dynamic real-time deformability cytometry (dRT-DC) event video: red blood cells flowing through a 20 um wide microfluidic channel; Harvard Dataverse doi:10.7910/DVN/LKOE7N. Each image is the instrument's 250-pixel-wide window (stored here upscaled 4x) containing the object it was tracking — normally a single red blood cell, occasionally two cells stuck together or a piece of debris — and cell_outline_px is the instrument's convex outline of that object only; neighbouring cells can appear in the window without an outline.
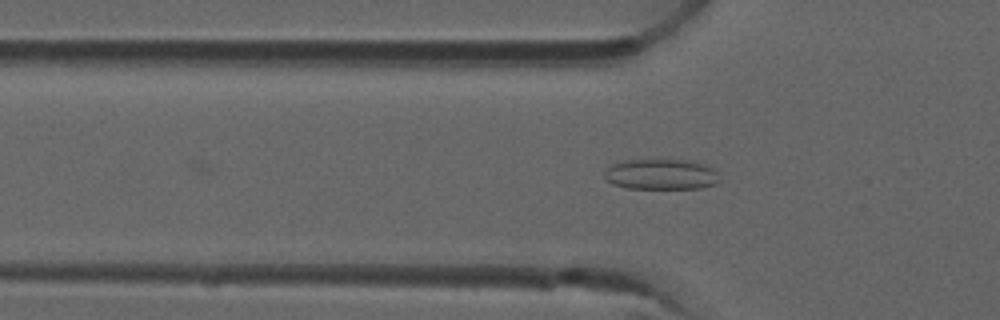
{"species": "common noctule bat (a hibernating species)", "species_latin": "Nyctalus noctula", "temperature_condition": "room temperature", "stored_images_in_passage": 21, "camera_frame_rate_fps": 3000, "um_per_image_px": 0.085, "animal": {"sex": "male", "forearm_length_mm": 52.5}, "frame": {"image": 1, "passage_image": 16, "time_ms": 5.0, "image_size_px": [1000, 320], "cell_outline_px": [[720, 180], [716, 184], [700, 188], [628, 188], [612, 184], [604, 180], [604, 172], [612, 164], [624, 160], [692, 160], [704, 164], [712, 168], [716, 172]], "centroid_in_image_um": [56.18, 14.82], "position_along_channel_um": 69.6, "area_um2": 20.58}}